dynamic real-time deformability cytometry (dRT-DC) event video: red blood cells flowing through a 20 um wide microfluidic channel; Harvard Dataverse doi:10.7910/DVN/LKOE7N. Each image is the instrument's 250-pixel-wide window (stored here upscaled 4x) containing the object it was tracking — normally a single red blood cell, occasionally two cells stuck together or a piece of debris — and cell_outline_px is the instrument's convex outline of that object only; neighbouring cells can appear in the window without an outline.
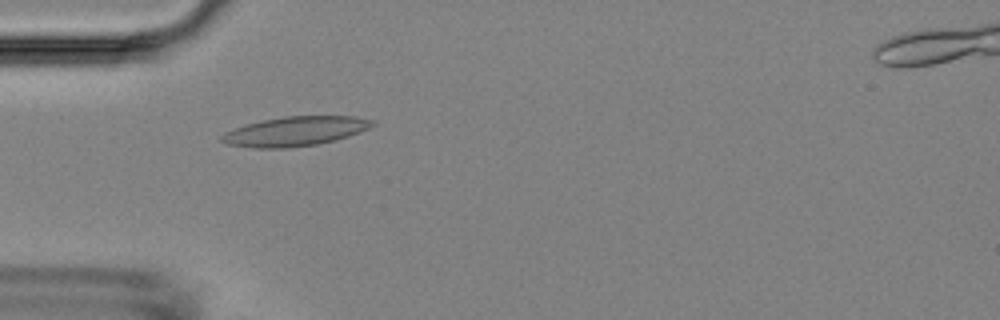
{"species": "Egyptian fruit bat (a non-hibernating species)", "species_latin": "Rousettus aegyptiacus", "temperature_condition": "room temperature", "stored_images_in_passage": 40, "camera_frame_rate_fps": 3000, "um_per_image_px": 0.085, "animal": {"sex": "female"}, "frame": {"image": 1, "passage_image": 12, "time_ms": 3.667, "image_size_px": [1000, 320], "cell_outline_px": [[376, 124], [360, 132], [336, 140], [316, 144], [288, 148], [252, 148], [228, 144], [220, 140], [220, 136], [224, 132], [248, 124], [264, 120], [284, 116], [356, 116], [376, 120]], "centroid_in_image_um": [25.12, 11.16], "position_along_channel_um": 59.9, "area_um2": 25.84}}
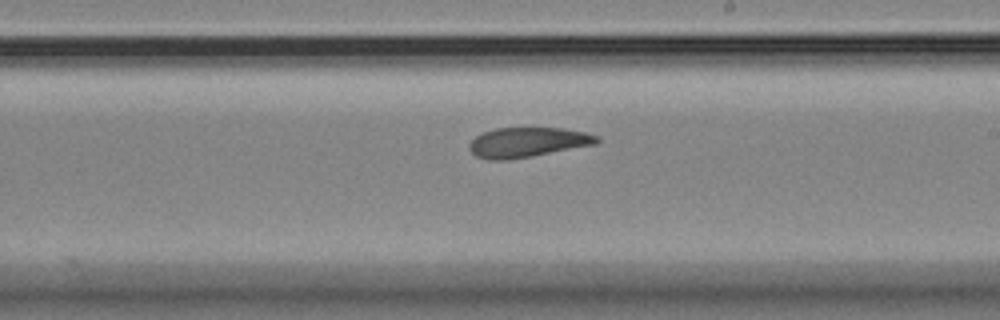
{"frame": {"image": 2, "passage_image": 26, "time_ms": 8.333, "image_size_px": [1000, 320], "cell_outline_px": [[600, 140], [596, 144], [532, 156], [508, 160], [488, 160], [476, 156], [468, 148], [468, 144], [476, 136], [484, 132], [496, 128], [564, 128], [584, 132], [596, 136]], "centroid_in_image_um": [44.81, 12.1], "position_along_channel_um": 244.2, "area_um2": 22.08}}
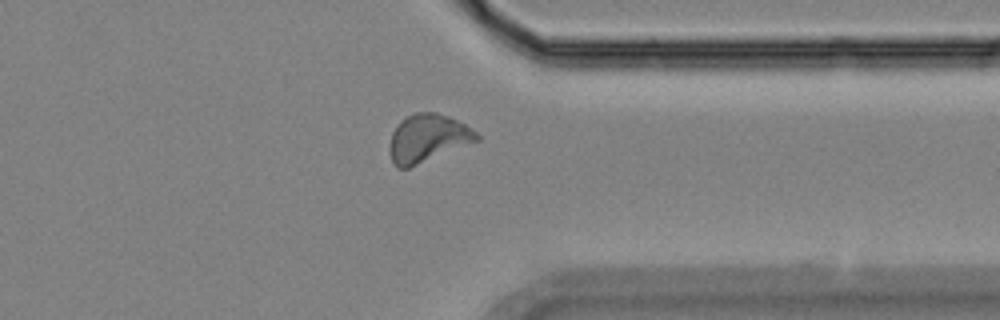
{"frame": {"image": 3, "passage_image": 36, "time_ms": 11.667, "image_size_px": [1000, 320], "cell_outline_px": [[480, 140], [408, 168], [396, 168], [392, 164], [388, 152], [388, 148], [392, 132], [400, 120], [416, 112], [436, 112], [448, 116], [464, 124], [476, 132], [480, 136]], "centroid_in_image_um": [36.31, 11.76], "position_along_channel_um": 375.1, "area_um2": 24.39}}